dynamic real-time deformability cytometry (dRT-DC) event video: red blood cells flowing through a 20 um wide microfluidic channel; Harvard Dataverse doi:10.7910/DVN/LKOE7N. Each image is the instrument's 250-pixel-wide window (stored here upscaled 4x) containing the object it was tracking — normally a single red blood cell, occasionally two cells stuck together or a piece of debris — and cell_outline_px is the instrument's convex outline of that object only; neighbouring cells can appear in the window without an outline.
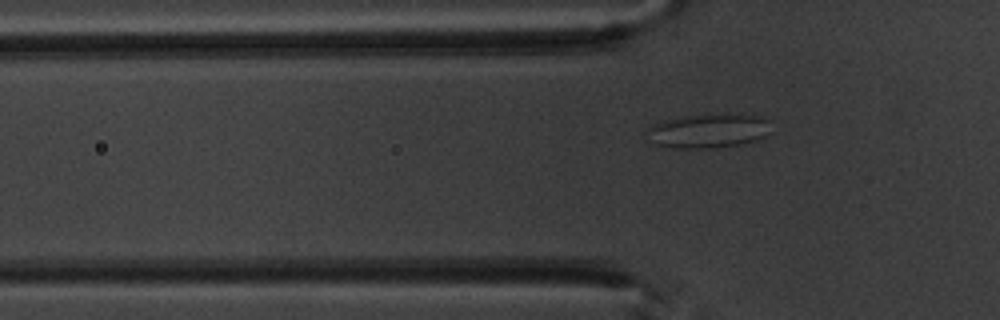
{"species": "common noctule bat (a hibernating species)", "species_latin": "Nyctalus noctula", "temperature_condition": "warm", "stored_images_in_passage": 6, "segment_of_instrument_passage": [2, 2], "camera_frame_rate_fps": 3000, "um_per_image_px": 0.085, "animal": {"sex": "male", "body_mass_g": 20.1, "forearm_length_mm": 53.5}, "frame": {"image": 1, "passage_image": 6, "time_ms": 7.667, "image_size_px": [1000, 320], "cell_outline_px": [[768, 120], [764, 136], [756, 140], [740, 144], [712, 148], [672, 148], [656, 144], [644, 132], [652, 124], [664, 120], [684, 116], [724, 112], [740, 112], [760, 116]], "centroid_in_image_um": [60.18, 11.08], "position_along_channel_um": 65.6, "area_um2": 25.03}}